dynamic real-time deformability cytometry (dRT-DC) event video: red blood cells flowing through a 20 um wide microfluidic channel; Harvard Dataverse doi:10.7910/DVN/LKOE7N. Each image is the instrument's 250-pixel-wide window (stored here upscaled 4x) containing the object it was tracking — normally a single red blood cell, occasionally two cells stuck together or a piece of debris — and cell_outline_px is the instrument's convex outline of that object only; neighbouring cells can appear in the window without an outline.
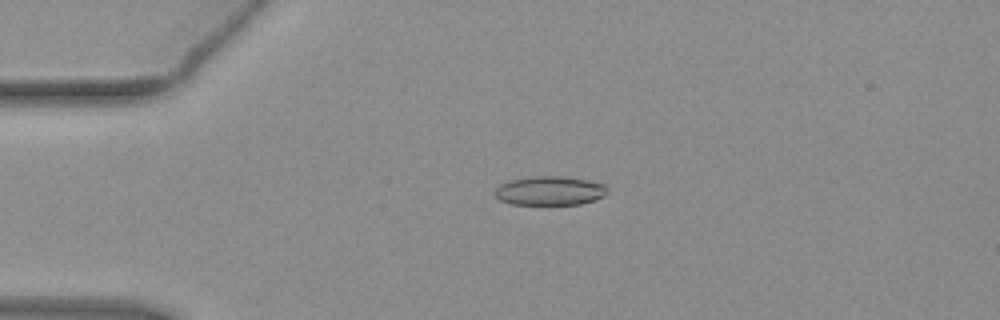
{"species": "common noctule bat (a hibernating species)", "species_latin": "Nyctalus noctula", "temperature_condition": "warm", "stored_images_in_passage": 54, "camera_frame_rate_fps": 3000, "um_per_image_px": 0.085, "animal": {"sex": "female", "body_mass_g": 19.3, "forearm_length_mm": 54.1}, "frame": {"image": 1, "passage_image": 13, "time_ms": 4.0, "image_size_px": [1000, 320], "cell_outline_px": [[608, 192], [604, 196], [580, 204], [512, 204], [500, 200], [496, 196], [496, 188], [500, 184], [508, 180], [532, 176], [560, 176], [588, 180], [604, 184], [608, 188]], "centroid_in_image_um": [46.74, 16.2], "position_along_channel_um": 38.3, "area_um2": 18.96}}
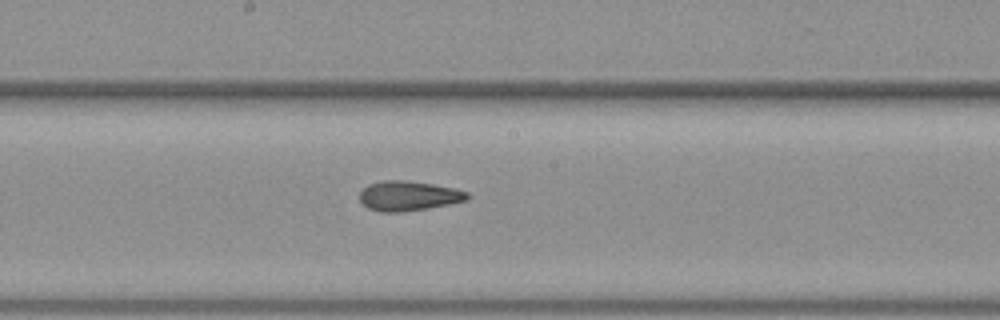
{"frame": {"image": 2, "passage_image": 29, "time_ms": 9.333, "image_size_px": [1000, 320], "cell_outline_px": [[468, 200], [448, 204], [400, 212], [380, 212], [368, 208], [360, 200], [360, 192], [368, 184], [384, 180], [408, 180], [456, 188], [468, 192]], "centroid_in_image_um": [34.71, 16.63], "position_along_channel_um": 213.5, "area_um2": 18.55}}
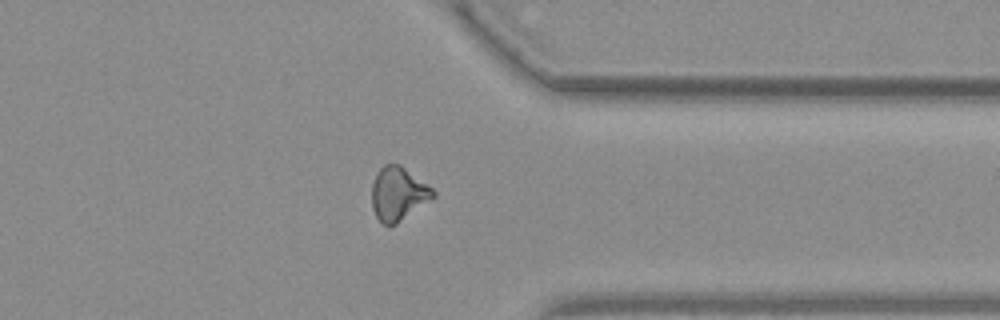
{"frame": {"image": 3, "passage_image": 42, "time_ms": 13.667, "image_size_px": [1000, 320], "cell_outline_px": [[436, 196], [396, 224], [384, 224], [376, 216], [372, 208], [372, 184], [380, 168], [384, 164], [400, 164], [432, 188], [436, 192]], "centroid_in_image_um": [33.85, 16.46], "position_along_channel_um": 377.5, "area_um2": 18.84}, "authors_computed_cell_mechanics": {"area_um2": 18.6405, "velocity_mm_per_s": 3.924, "shape_relaxation_time_tau1_ms": null, "shape_relaxation_time_tau2_ms": 1.6166, "deformation_change_tau1": null, "deformation_change_tau2": 0.0945}}